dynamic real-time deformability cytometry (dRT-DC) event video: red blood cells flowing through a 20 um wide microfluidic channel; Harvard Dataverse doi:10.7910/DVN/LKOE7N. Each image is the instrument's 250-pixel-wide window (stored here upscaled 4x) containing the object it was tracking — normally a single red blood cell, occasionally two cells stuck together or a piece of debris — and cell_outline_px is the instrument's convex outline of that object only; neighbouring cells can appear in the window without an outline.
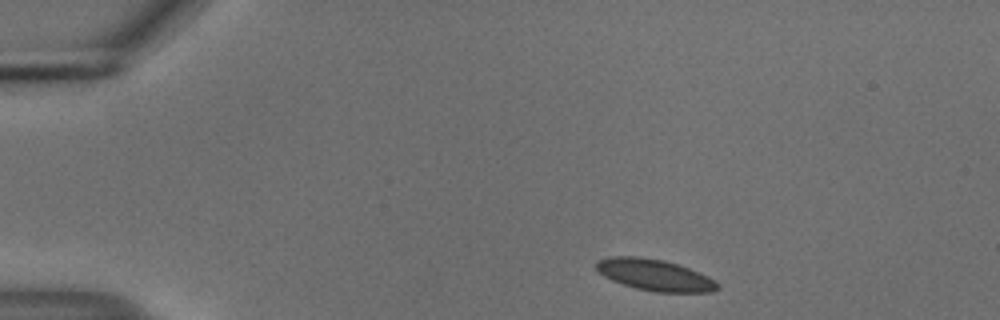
{"species": "common noctule bat (a hibernating species)", "species_latin": "Nyctalus noctula", "temperature_condition": "cold", "stored_images_in_passage": 46, "camera_frame_rate_fps": 3000, "um_per_image_px": 0.085, "animal": {"sex": "male", "body_mass_g": 18.8}, "frame": {"image": 1, "passage_image": 1, "time_ms": 0.0, "image_size_px": [1000, 320], "cell_outline_px": [[720, 288], [712, 292], [656, 292], [636, 288], [612, 280], [604, 276], [596, 268], [596, 260], [612, 256], [636, 256], [664, 260], [688, 268], [708, 276], [716, 280], [720, 284]], "centroid_in_image_um": [55.68, 23.37], "position_along_channel_um": 29.3, "area_um2": 22.14}}
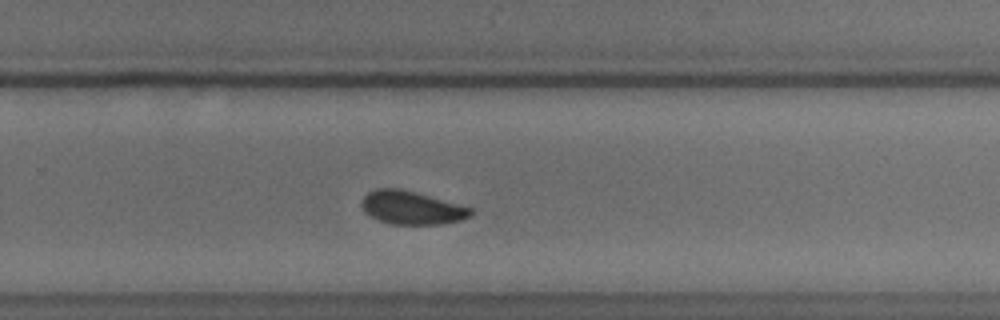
{"frame": {"image": 2, "passage_image": 28, "time_ms": 9.0, "image_size_px": [1000, 320], "cell_outline_px": [[472, 216], [460, 220], [440, 224], [388, 224], [364, 212], [360, 204], [364, 196], [368, 192], [376, 188], [400, 188], [416, 192], [472, 208]], "centroid_in_image_um": [34.96, 17.65], "position_along_channel_um": 294.8, "area_um2": 21.1}}
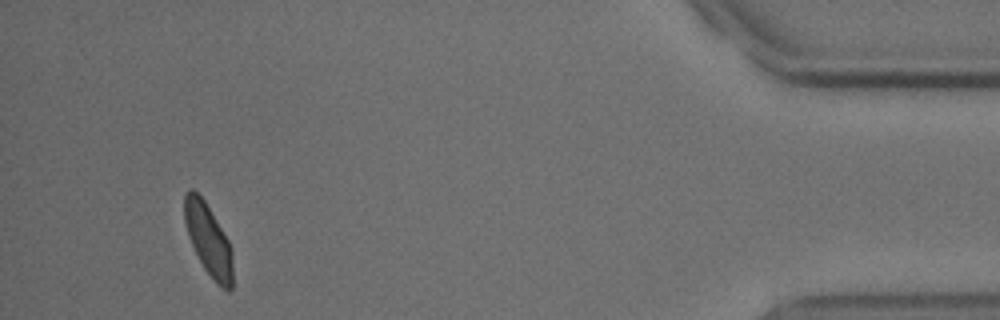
{"frame": {"image": 3, "passage_image": 43, "time_ms": 14.0, "image_size_px": [1000, 320], "cell_outline_px": [[232, 288], [228, 292], [216, 284], [204, 268], [188, 236], [184, 220], [184, 196], [188, 188], [192, 188], [204, 200], [228, 240], [232, 248]], "centroid_in_image_um": [17.71, 20.39], "position_along_channel_um": 417.5, "area_um2": 20.0}, "authors_computed_cell_mechanics": {"area_um2": 21.5016, "velocity_mm_per_s": 3.6968, "shape_relaxation_time_tau1_ms": 3.1739, "shape_relaxation_time_tau2_ms": 2.0634, "deformation_change_tau1": 0.0886, "deformation_change_tau2": 0.0539}}